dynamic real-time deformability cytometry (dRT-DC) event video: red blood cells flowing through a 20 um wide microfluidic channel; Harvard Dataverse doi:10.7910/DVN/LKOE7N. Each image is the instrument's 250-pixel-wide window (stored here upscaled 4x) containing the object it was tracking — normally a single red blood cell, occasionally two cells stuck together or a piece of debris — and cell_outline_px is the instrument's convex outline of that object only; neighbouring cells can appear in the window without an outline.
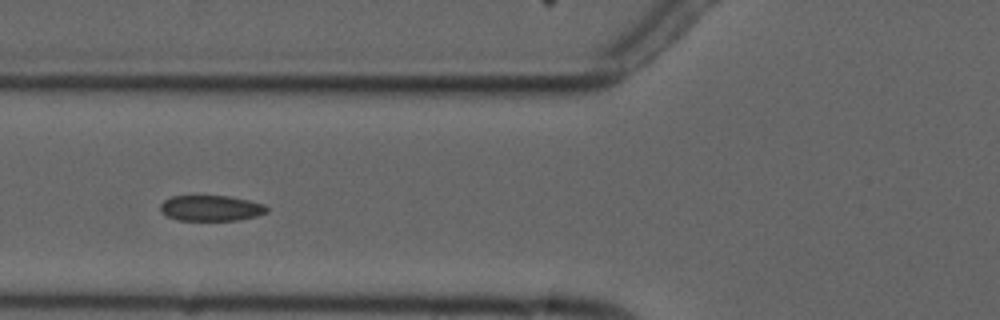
{"species": "common noctule bat (a hibernating species)", "species_latin": "Nyctalus noctula", "temperature_condition": "cold", "stored_images_in_passage": 8, "camera_frame_rate_fps": 3000, "um_per_image_px": 0.085, "animal": {"sex": "male", "forearm_length_mm": 52.5}, "frame": {"image": 1, "passage_image": 6, "time_ms": 5.667, "image_size_px": [1000, 320], "cell_outline_px": [[268, 212], [256, 216], [240, 220], [176, 220], [160, 212], [160, 204], [164, 200], [172, 196], [228, 196], [248, 200], [264, 204], [268, 208]], "centroid_in_image_um": [17.93, 17.69], "position_along_channel_um": 107.9, "area_um2": 15.95}}
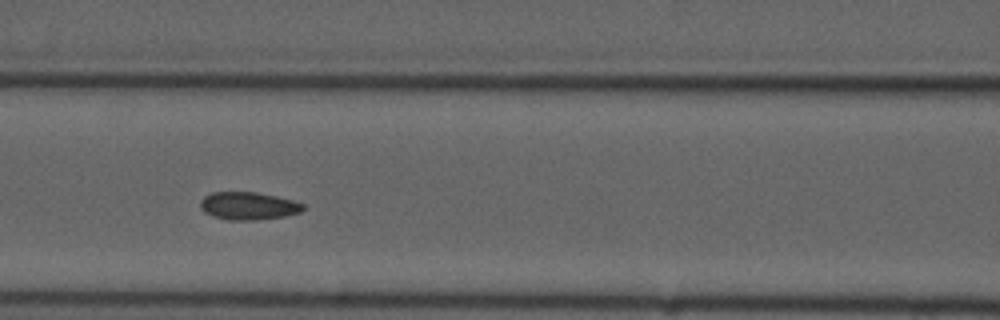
{"frame": {"image": 2, "passage_image": 7, "time_ms": 6.667, "image_size_px": [1000, 320], "cell_outline_px": [[308, 208], [300, 212], [284, 216], [256, 220], [228, 220], [212, 216], [204, 212], [200, 208], [200, 200], [204, 196], [212, 192], [256, 192], [276, 196], [292, 200], [304, 204]], "centroid_in_image_um": [21.11, 17.5], "position_along_channel_um": 145.5, "area_um2": 16.76}}
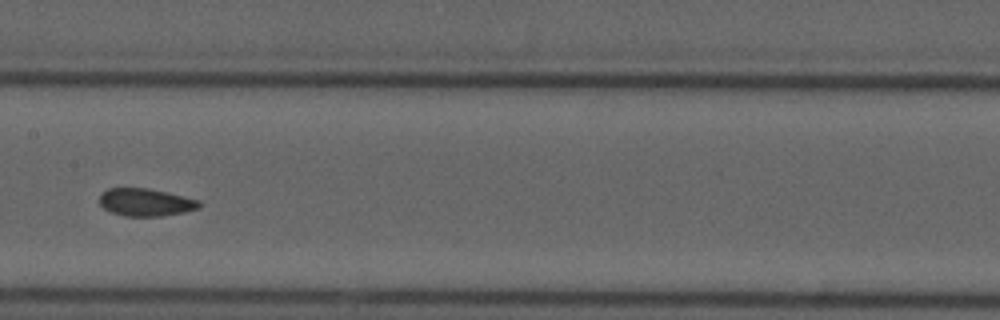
{"frame": {"image": 3, "passage_image": 8, "time_ms": 8.0, "image_size_px": [1000, 320], "cell_outline_px": [[200, 208], [184, 212], [160, 216], [124, 216], [112, 212], [104, 208], [100, 204], [100, 192], [108, 188], [148, 188], [184, 196], [200, 200]], "centroid_in_image_um": [12.38, 17.19], "position_along_channel_um": 195.0, "area_um2": 16.07}}